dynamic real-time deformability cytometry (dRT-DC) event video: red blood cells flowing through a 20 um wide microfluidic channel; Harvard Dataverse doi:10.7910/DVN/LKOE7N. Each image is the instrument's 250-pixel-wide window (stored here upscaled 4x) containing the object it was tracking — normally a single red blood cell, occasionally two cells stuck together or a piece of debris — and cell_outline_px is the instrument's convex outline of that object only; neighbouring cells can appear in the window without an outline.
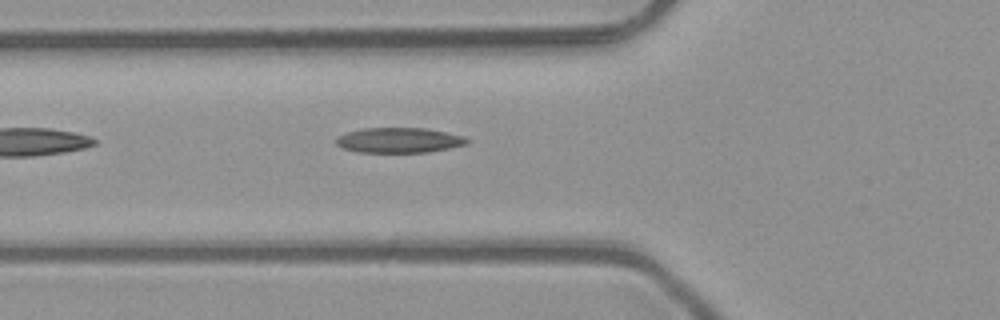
{"species": "common noctule bat (a hibernating species)", "species_latin": "Nyctalus noctula", "temperature_condition": "room temperature", "stored_images_in_passage": 31, "camera_frame_rate_fps": 3000, "um_per_image_px": 0.085, "animal": {"sex": "male", "body_mass_g": 23.1, "forearm_length_mm": 52.7}, "frame": {"image": 1, "passage_image": 4, "time_ms": 1.0, "image_size_px": [1000, 320], "cell_outline_px": [[472, 140], [468, 144], [428, 152], [356, 152], [344, 148], [336, 144], [336, 140], [340, 136], [348, 132], [364, 128], [424, 128], [464, 136]], "centroid_in_image_um": [33.96, 11.92], "position_along_channel_um": 91.8, "area_um2": 19.02}}
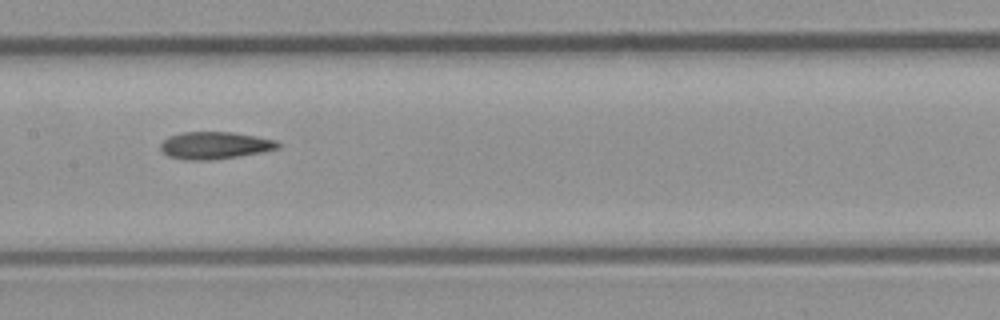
{"frame": {"image": 2, "passage_image": 11, "time_ms": 3.333, "image_size_px": [1000, 320], "cell_outline_px": [[280, 148], [264, 152], [212, 160], [184, 160], [168, 156], [160, 148], [160, 144], [168, 136], [184, 132], [232, 132], [276, 140], [280, 144]], "centroid_in_image_um": [18.26, 12.36], "position_along_channel_um": 189.1, "area_um2": 18.67}}
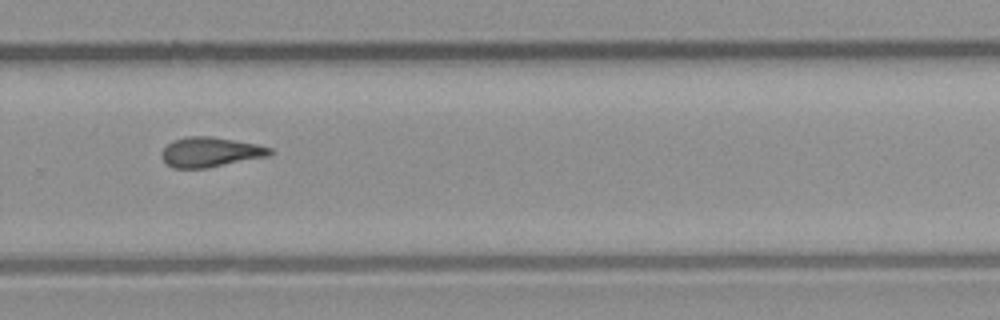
{"frame": {"image": 3, "passage_image": 20, "time_ms": 6.333, "image_size_px": [1000, 320], "cell_outline_px": [[272, 152], [268, 156], [208, 168], [172, 168], [160, 156], [160, 152], [168, 144], [176, 140], [188, 136], [212, 136], [256, 144], [272, 148]], "centroid_in_image_um": [17.87, 12.93], "position_along_channel_um": 311.9, "area_um2": 18.73}}